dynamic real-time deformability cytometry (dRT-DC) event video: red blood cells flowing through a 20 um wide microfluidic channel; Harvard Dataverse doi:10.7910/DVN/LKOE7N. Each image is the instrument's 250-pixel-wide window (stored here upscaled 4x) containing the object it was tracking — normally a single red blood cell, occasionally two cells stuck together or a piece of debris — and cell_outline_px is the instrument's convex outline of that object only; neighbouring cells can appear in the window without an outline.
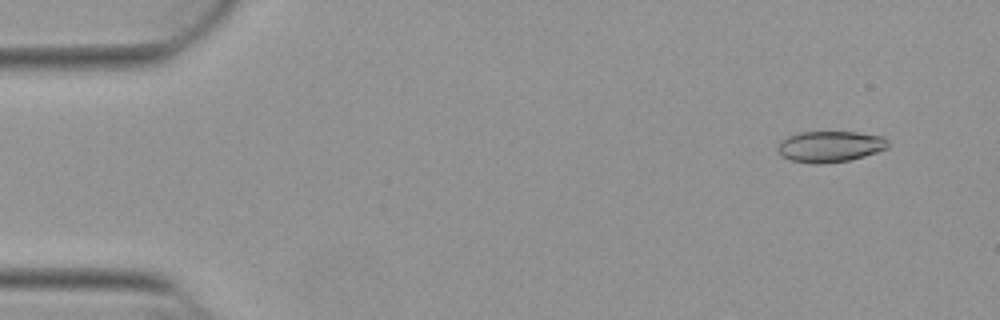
{"species": "Egyptian fruit bat (a non-hibernating species)", "species_latin": "Rousettus aegyptiacus", "temperature_condition": "warm", "stored_images_in_passage": 10, "camera_frame_rate_fps": 3000, "um_per_image_px": 0.085, "animal": {"sex": "female"}, "frame": {"image": 1, "passage_image": 4, "time_ms": 1.0, "image_size_px": [1000, 320], "cell_outline_px": [[888, 148], [864, 156], [848, 160], [820, 164], [816, 164], [792, 160], [784, 156], [780, 152], [780, 144], [788, 136], [800, 132], [856, 132], [884, 136], [888, 140]], "centroid_in_image_um": [70.63, 12.44], "position_along_channel_um": 14.4, "area_um2": 19.59}}